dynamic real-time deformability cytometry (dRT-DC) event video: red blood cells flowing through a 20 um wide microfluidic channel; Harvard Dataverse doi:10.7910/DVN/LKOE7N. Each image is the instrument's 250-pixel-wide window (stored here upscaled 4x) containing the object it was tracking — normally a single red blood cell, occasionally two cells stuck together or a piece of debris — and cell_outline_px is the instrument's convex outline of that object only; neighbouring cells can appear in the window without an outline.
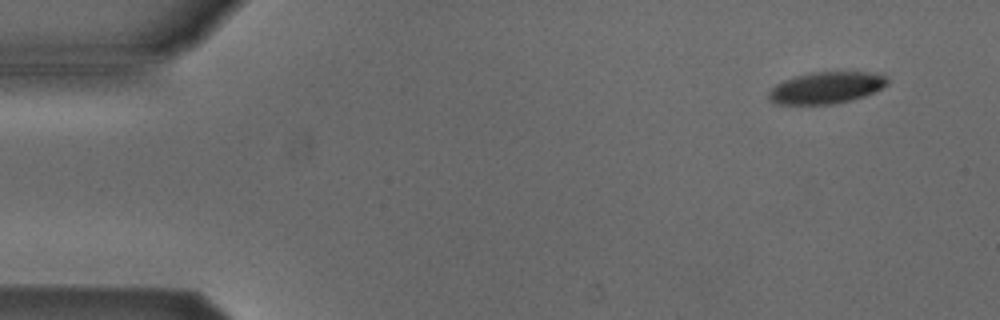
{"species": "Egyptian fruit bat (a non-hibernating species)", "species_latin": "Rousettus aegyptiacus", "temperature_condition": "cold", "stored_images_in_passage": 50, "camera_frame_rate_fps": 3000, "um_per_image_px": 0.085, "animal": {"sex": "male"}, "frame": {"image": 1, "passage_image": 1, "time_ms": 0.0, "image_size_px": [1000, 320], "cell_outline_px": [[888, 84], [864, 96], [852, 100], [836, 104], [776, 104], [768, 100], [768, 92], [776, 84], [784, 80], [796, 76], [812, 72], [880, 72], [888, 80]], "centroid_in_image_um": [70.22, 7.46], "position_along_channel_um": 14.8, "area_um2": 21.96}}
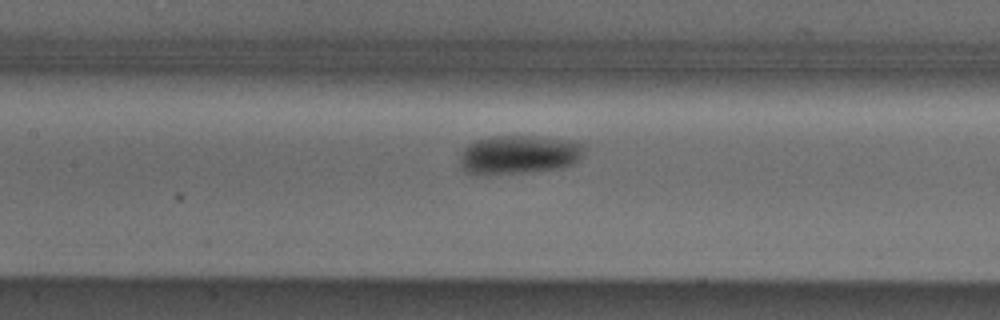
{"frame": {"image": 2, "passage_image": 21, "time_ms": 6.667, "image_size_px": [1000, 320], "cell_outline_px": [[584, 148], [580, 160], [576, 164], [560, 168], [528, 172], [464, 172], [460, 164], [460, 152], [468, 144], [476, 140], [492, 136], [536, 136], [572, 140], [584, 144]], "centroid_in_image_um": [44.16, 13.11], "position_along_channel_um": 163.2, "area_um2": 27.86}}
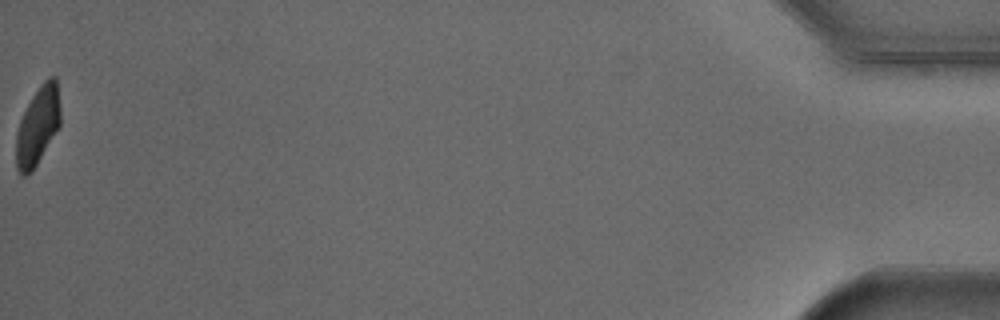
{"frame": {"image": 3, "passage_image": 50, "time_ms": 16.333, "image_size_px": [1000, 320], "cell_outline_px": [[60, 124], [32, 172], [28, 176], [20, 176], [16, 168], [16, 132], [20, 120], [32, 96], [40, 84], [48, 76], [56, 76], [60, 108]], "centroid_in_image_um": [3.19, 10.71], "position_along_channel_um": 432.0, "area_um2": 20.23}, "authors_computed_cell_mechanics": {"area_um2": 24.5072, "velocity_mm_per_s": 3.8747, "shape_relaxation_time_tau1_ms": 3.1328, "shape_relaxation_time_tau2_ms": null, "deformation_change_tau1": 0.1016, "deformation_change_tau2": null}}